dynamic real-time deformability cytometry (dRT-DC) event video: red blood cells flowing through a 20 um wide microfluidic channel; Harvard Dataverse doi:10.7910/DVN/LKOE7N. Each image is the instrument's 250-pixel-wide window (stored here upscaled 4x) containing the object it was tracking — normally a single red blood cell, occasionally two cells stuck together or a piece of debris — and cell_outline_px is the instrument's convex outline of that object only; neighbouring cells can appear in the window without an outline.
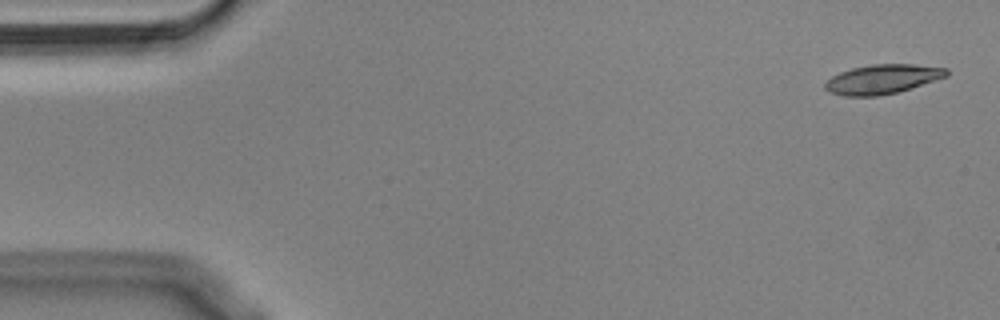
{"species": "Egyptian fruit bat (a non-hibernating species)", "species_latin": "Rousettus aegyptiacus", "temperature_condition": "cold", "stored_images_in_passage": 8, "camera_frame_rate_fps": 3000, "um_per_image_px": 0.085, "animal": {"sex": "male"}, "frame": {"image": 1, "passage_image": 1, "time_ms": 0.0, "image_size_px": [1000, 320], "cell_outline_px": [[948, 76], [896, 92], [880, 96], [844, 96], [828, 92], [824, 88], [824, 84], [832, 76], [840, 72], [852, 68], [872, 64], [916, 64], [948, 68]], "centroid_in_image_um": [74.99, 6.72], "position_along_channel_um": 10.0, "area_um2": 20.75}}